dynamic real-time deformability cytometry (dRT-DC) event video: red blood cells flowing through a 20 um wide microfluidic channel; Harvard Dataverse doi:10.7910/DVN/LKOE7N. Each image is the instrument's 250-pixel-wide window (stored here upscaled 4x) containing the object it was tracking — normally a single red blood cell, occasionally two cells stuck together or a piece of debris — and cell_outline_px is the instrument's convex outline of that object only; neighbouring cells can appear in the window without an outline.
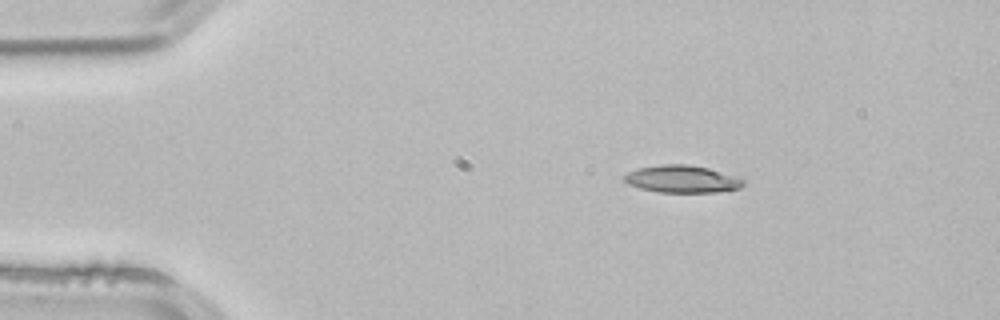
{"species": "common noctule bat (a hibernating species)", "species_latin": "Nyctalus noctula", "temperature_condition": "room temperature", "stored_images_in_passage": 1, "camera_frame_rate_fps": 3000, "um_per_image_px": 0.085, "animal": {"sex": "male", "body_mass_g": 21.5, "forearm_length_mm": 52.0}, "frame": {"image": 1, "passage_image": 1, "time_ms": 0.0, "image_size_px": [1000, 320], "cell_outline_px": [[744, 184], [740, 188], [716, 192], [660, 192], [640, 188], [628, 184], [624, 180], [624, 176], [628, 172], [636, 168], [660, 164], [688, 164], [708, 168], [740, 176], [744, 180]], "centroid_in_image_um": [58.0, 15.21], "position_along_channel_um": 27.0, "area_um2": 19.13}}